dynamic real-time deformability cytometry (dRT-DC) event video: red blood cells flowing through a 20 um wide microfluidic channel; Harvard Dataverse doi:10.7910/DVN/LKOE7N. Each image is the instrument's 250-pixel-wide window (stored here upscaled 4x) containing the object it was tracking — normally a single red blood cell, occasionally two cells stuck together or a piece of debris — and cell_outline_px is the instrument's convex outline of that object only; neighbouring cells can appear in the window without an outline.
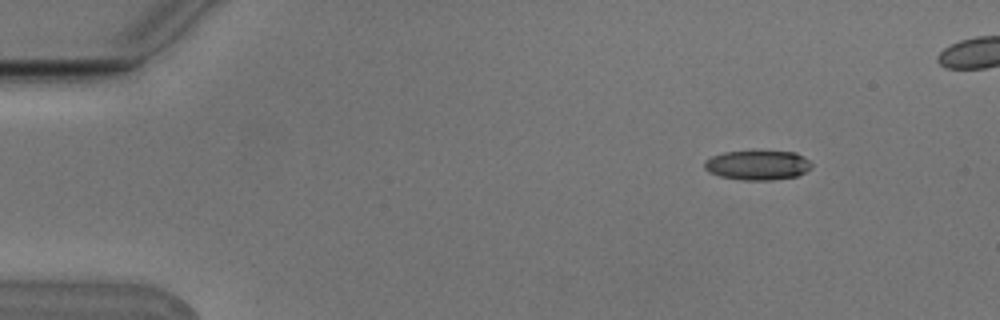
{"species": "Egyptian fruit bat (a non-hibernating species)", "species_latin": "Rousettus aegyptiacus", "temperature_condition": "cold", "stored_images_in_passage": 5, "camera_frame_rate_fps": 3000, "um_per_image_px": 0.085, "animal": {"sex": "male"}, "frame": {"image": 1, "passage_image": 1, "time_ms": 0.0, "image_size_px": [1000, 320], "cell_outline_px": [[812, 168], [796, 176], [772, 180], [744, 180], [720, 176], [708, 172], [704, 168], [704, 160], [712, 156], [724, 152], [752, 148], [756, 148], [796, 152], [804, 156], [812, 164]], "centroid_in_image_um": [64.39, 13.97], "position_along_channel_um": 20.6, "area_um2": 19.42}}